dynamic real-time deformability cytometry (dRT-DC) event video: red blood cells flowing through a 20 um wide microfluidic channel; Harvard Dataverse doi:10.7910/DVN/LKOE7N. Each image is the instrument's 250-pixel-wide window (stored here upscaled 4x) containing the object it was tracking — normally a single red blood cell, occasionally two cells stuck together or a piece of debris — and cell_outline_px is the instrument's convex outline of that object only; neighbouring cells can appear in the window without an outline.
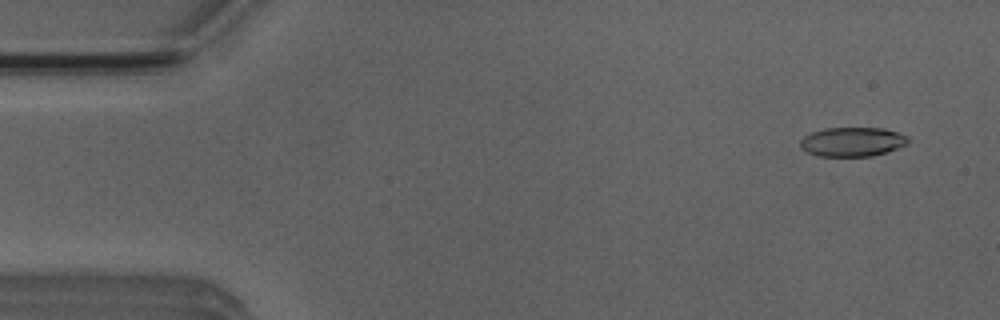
{"species": "Egyptian fruit bat (a non-hibernating species)", "species_latin": "Rousettus aegyptiacus", "temperature_condition": "room temperature", "stored_images_in_passage": 4, "camera_frame_rate_fps": 3000, "um_per_image_px": 0.085, "animal": {"sex": "male"}, "frame": {"image": 1, "passage_image": 1, "time_ms": 0.0, "image_size_px": [1000, 320], "cell_outline_px": [[912, 140], [908, 144], [872, 156], [820, 156], [808, 152], [800, 148], [800, 140], [804, 136], [812, 132], [824, 128], [884, 128], [908, 136]], "centroid_in_image_um": [72.46, 12.05], "position_along_channel_um": 12.5, "area_um2": 18.38}}
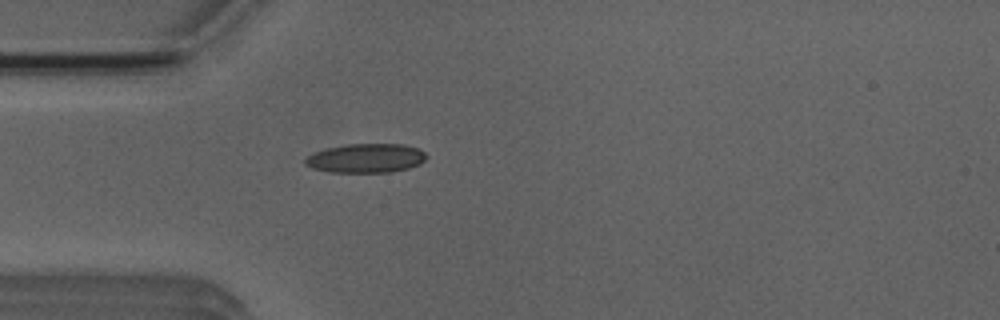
{"frame": {"image": 2, "passage_image": 4, "time_ms": 3.667, "image_size_px": [1000, 320], "cell_outline_px": [[428, 156], [420, 164], [408, 168], [392, 172], [332, 172], [312, 168], [304, 164], [304, 160], [308, 156], [316, 152], [328, 148], [348, 144], [404, 144], [420, 148]], "centroid_in_image_um": [31.15, 13.44], "position_along_channel_um": 53.9, "area_um2": 20.52}}